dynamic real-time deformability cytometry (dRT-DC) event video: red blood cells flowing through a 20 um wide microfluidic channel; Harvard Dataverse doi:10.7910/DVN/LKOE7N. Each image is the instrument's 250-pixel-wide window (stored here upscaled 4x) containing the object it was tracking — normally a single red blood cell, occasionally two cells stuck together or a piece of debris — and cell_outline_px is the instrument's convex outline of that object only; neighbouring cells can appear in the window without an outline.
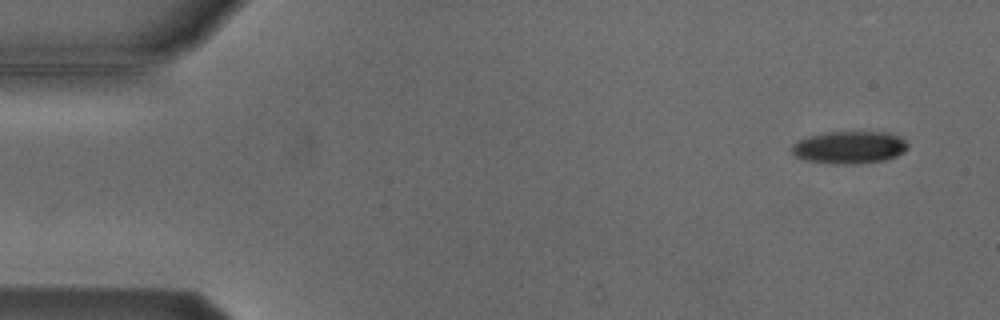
{"species": "Egyptian fruit bat (a non-hibernating species)", "species_latin": "Rousettus aegyptiacus", "temperature_condition": "cold", "stored_images_in_passage": 5, "camera_frame_rate_fps": 3000, "um_per_image_px": 0.085, "animal": {"sex": "male"}, "frame": {"image": 1, "passage_image": 1, "time_ms": 0.0, "image_size_px": [1000, 320], "cell_outline_px": [[908, 148], [904, 152], [896, 156], [884, 160], [856, 164], [836, 164], [804, 160], [796, 156], [792, 152], [792, 144], [796, 140], [808, 136], [824, 132], [888, 132], [900, 136], [908, 144]], "centroid_in_image_um": [72.19, 12.52], "position_along_channel_um": 12.8, "area_um2": 22.14}}